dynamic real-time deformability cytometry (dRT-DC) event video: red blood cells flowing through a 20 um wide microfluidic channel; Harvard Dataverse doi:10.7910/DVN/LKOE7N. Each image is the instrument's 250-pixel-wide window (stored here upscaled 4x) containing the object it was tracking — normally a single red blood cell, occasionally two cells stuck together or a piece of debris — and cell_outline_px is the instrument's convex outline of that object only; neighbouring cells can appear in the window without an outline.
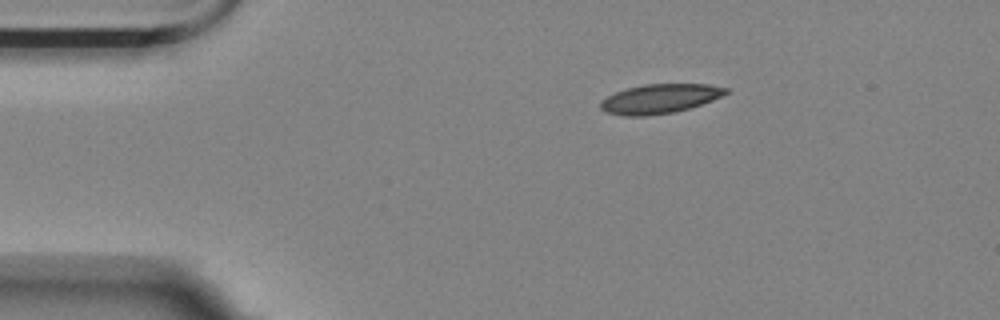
{"species": "Egyptian fruit bat (a non-hibernating species)", "species_latin": "Rousettus aegyptiacus", "temperature_condition": "room temperature", "stored_images_in_passage": 48, "camera_frame_rate_fps": 3000, "um_per_image_px": 0.085, "animal": {"sex": "female"}, "frame": {"image": 1, "passage_image": 1, "time_ms": 0.0, "image_size_px": [1000, 320], "cell_outline_px": [[728, 92], [712, 100], [688, 108], [672, 112], [644, 116], [624, 116], [604, 112], [600, 108], [600, 104], [608, 96], [616, 92], [628, 88], [644, 84], [708, 84], [728, 88]], "centroid_in_image_um": [56.06, 8.39], "position_along_channel_um": 28.9, "area_um2": 21.1}}
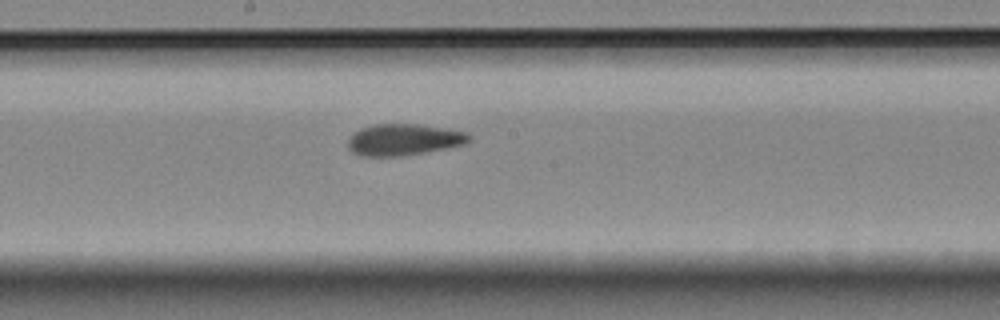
{"frame": {"image": 2, "passage_image": 21, "time_ms": 6.667, "image_size_px": [1000, 320], "cell_outline_px": [[472, 140], [464, 144], [448, 148], [400, 156], [360, 156], [352, 152], [348, 148], [348, 140], [360, 128], [376, 124], [416, 124], [444, 128], [468, 132], [472, 136]], "centroid_in_image_um": [34.35, 11.87], "position_along_channel_um": 213.9, "area_um2": 22.2}}
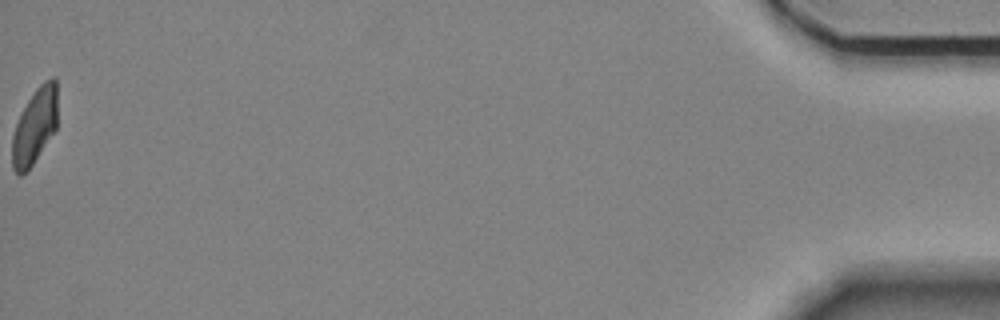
{"frame": {"image": 3, "passage_image": 48, "time_ms": 15.667, "image_size_px": [1000, 320], "cell_outline_px": [[56, 128], [32, 164], [20, 176], [12, 168], [12, 136], [16, 124], [28, 100], [36, 88], [44, 80], [52, 76], [56, 76]], "centroid_in_image_um": [2.94, 10.69], "position_along_channel_um": 432.3, "area_um2": 19.54}, "authors_computed_cell_mechanics": {"area_um2": 21.964, "velocity_mm_per_s": 3.5218, "shape_relaxation_time_tau1_ms": null, "shape_relaxation_time_tau2_ms": 2.4965, "deformation_change_tau1": null, "deformation_change_tau2": 0.0918}}